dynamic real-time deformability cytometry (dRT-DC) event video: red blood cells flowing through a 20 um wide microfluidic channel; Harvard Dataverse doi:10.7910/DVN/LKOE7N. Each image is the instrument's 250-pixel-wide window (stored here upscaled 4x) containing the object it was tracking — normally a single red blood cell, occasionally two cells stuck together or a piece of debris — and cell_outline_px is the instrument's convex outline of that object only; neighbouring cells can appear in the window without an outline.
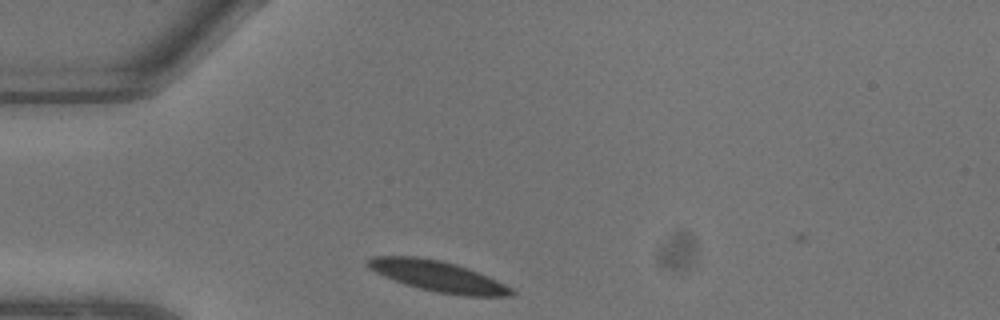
{"species": "common noctule bat (a hibernating species)", "species_latin": "Nyctalus noctula", "temperature_condition": "warm", "stored_images_in_passage": 2, "camera_frame_rate_fps": 3000, "um_per_image_px": 0.085, "animal": {"sex": "male", "body_mass_g": 13.3}, "frame": {"image": 1, "passage_image": 1, "time_ms": 0.0, "image_size_px": [1000, 320], "cell_outline_px": [[516, 292], [512, 296], [464, 296], [436, 292], [404, 284], [384, 276], [368, 268], [364, 264], [372, 256], [416, 256], [440, 260], [456, 264], [488, 276], [512, 288]], "centroid_in_image_um": [37.21, 23.48], "position_along_channel_um": 47.8, "area_um2": 25.66}}